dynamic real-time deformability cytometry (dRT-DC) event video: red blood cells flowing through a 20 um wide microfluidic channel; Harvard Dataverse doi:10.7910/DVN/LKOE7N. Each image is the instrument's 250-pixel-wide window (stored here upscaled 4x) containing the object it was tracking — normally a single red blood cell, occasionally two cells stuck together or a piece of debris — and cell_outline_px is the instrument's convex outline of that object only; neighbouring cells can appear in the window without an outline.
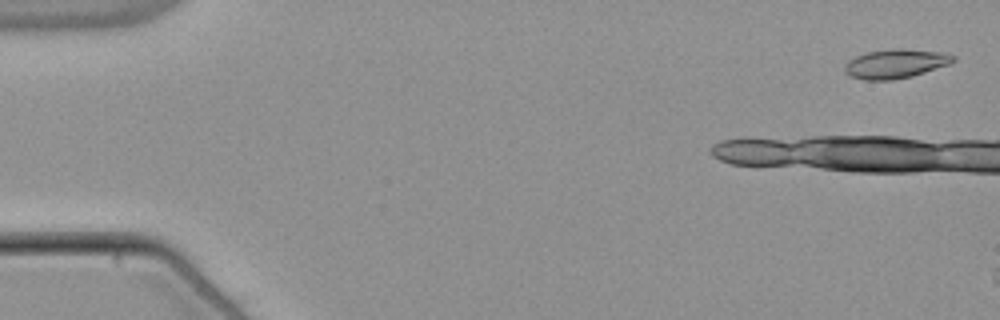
{"species": "common noctule bat (a hibernating species)", "species_latin": "Nyctalus noctula", "temperature_condition": "warm", "stored_images_in_passage": 7, "camera_frame_rate_fps": 3000, "um_per_image_px": 0.085, "animal": {"sex": "male", "body_mass_g": 21.5, "forearm_length_mm": 52.0}, "frame": {"image": 1, "passage_image": 2, "time_ms": 0.333, "image_size_px": [1000, 320], "cell_outline_px": [[956, 60], [948, 64], [912, 76], [892, 80], [864, 80], [852, 76], [844, 72], [844, 64], [848, 60], [856, 56], [868, 52], [940, 52], [956, 56]], "centroid_in_image_um": [76.06, 5.49], "position_along_channel_um": 8.9, "area_um2": 17.17}}